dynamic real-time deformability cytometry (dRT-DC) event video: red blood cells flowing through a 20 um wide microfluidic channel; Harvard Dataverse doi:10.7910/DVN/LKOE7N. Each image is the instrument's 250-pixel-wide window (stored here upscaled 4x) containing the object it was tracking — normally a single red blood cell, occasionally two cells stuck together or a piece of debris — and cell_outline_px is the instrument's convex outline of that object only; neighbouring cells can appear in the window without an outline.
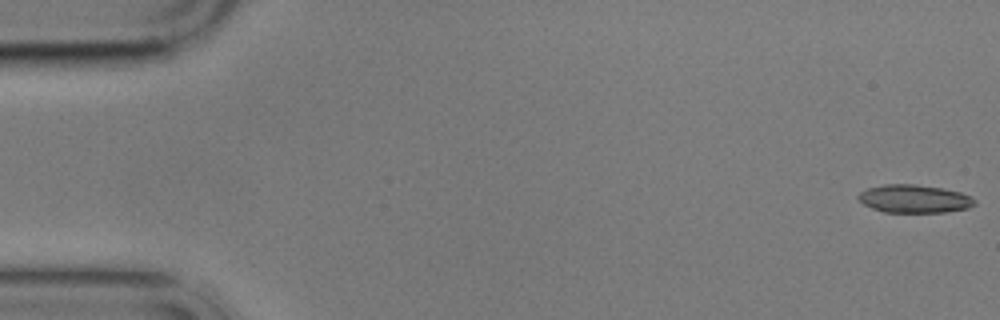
{"species": "common noctule bat (a hibernating species)", "species_latin": "Nyctalus noctula", "temperature_condition": "cold", "stored_images_in_passage": 4, "camera_frame_rate_fps": 3000, "um_per_image_px": 0.085, "animal": {"sex": "male", "body_mass_g": 17.9}, "frame": {"image": 1, "passage_image": 1, "time_ms": 0.0, "image_size_px": [1000, 320], "cell_outline_px": [[976, 204], [968, 208], [944, 212], [884, 212], [872, 208], [864, 204], [856, 196], [860, 192], [868, 188], [884, 184], [912, 184], [940, 188], [960, 192], [972, 196], [976, 200]], "centroid_in_image_um": [77.72, 16.9], "position_along_channel_um": 7.3, "area_um2": 18.96}}